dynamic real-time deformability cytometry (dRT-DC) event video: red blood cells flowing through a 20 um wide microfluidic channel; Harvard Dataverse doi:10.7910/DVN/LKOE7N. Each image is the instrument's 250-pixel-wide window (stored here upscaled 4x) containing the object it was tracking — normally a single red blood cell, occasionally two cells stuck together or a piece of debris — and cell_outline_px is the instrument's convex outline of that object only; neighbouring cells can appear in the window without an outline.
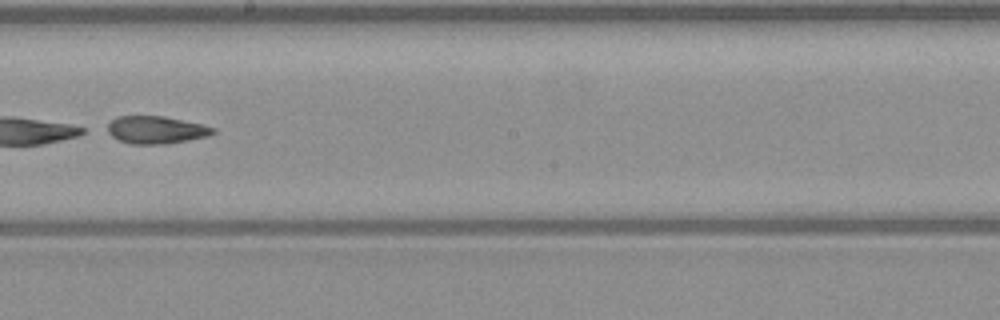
{"species": "common noctule bat (a hibernating species)", "species_latin": "Nyctalus noctula", "temperature_condition": "warm", "stored_images_in_passage": 49, "camera_frame_rate_fps": 3000, "um_per_image_px": 0.085, "animal": {"sex": "male", "body_mass_g": 23.1, "forearm_length_mm": 52.7}, "frame": {"image": 1, "passage_image": 28, "time_ms": 9.0, "image_size_px": [1000, 320], "cell_outline_px": [[216, 132], [208, 136], [188, 140], [164, 144], [132, 144], [120, 140], [112, 136], [100, 128], [116, 116], [164, 116], [200, 124], [216, 128]], "centroid_in_image_um": [13.17, 11.03], "position_along_channel_um": 235.0, "area_um2": 17.22}}